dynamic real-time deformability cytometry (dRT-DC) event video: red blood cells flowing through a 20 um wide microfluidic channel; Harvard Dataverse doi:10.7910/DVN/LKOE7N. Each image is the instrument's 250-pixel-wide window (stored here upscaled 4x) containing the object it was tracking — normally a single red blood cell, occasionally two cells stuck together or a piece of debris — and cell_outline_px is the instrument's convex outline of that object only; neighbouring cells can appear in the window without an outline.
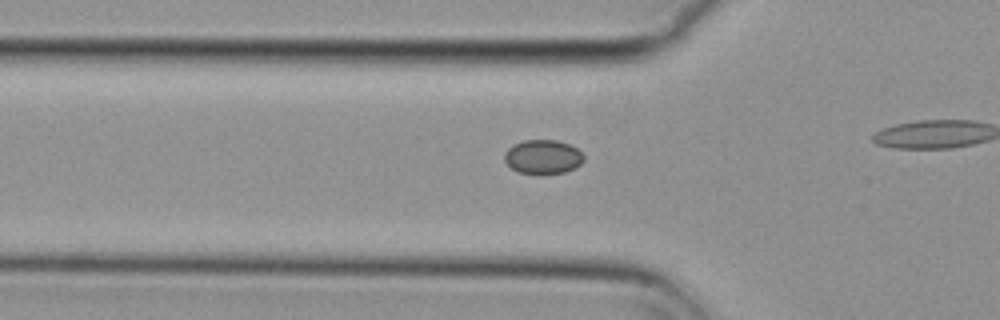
{"species": "common noctule bat (a hibernating species)", "species_latin": "Nyctalus noctula", "temperature_condition": "cold", "stored_images_in_passage": 25, "camera_frame_rate_fps": 3000, "um_per_image_px": 0.085, "animal": {"sex": "female", "body_mass_g": 29.2, "forearm_length_mm": 56.3}, "frame": {"image": 1, "passage_image": 10, "time_ms": 3.0, "image_size_px": [1000, 320], "cell_outline_px": [[584, 160], [576, 168], [564, 172], [540, 176], [516, 172], [504, 160], [504, 152], [512, 144], [524, 140], [556, 140], [568, 144], [576, 148], [584, 156]], "centroid_in_image_um": [46.12, 13.36], "position_along_channel_um": 79.7, "area_um2": 16.18}}
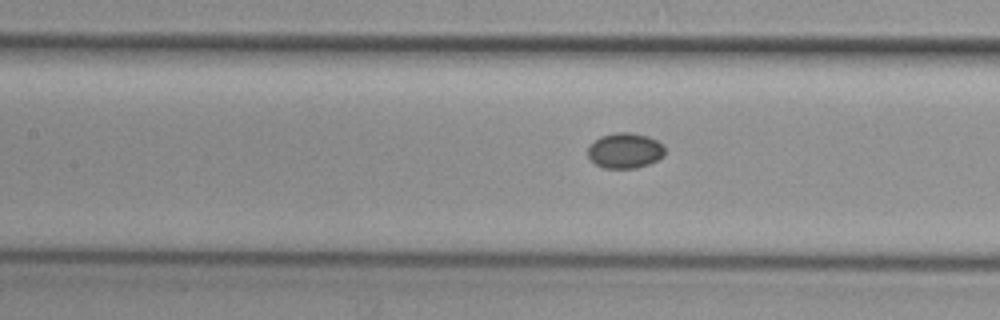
{"frame": {"image": 2, "passage_image": 16, "time_ms": 5.0, "image_size_px": [1000, 320], "cell_outline_px": [[664, 156], [648, 164], [636, 168], [604, 168], [596, 164], [588, 156], [588, 148], [600, 136], [616, 132], [632, 132], [648, 136], [664, 144]], "centroid_in_image_um": [53.14, 12.79], "position_along_channel_um": 154.3, "area_um2": 15.84}}
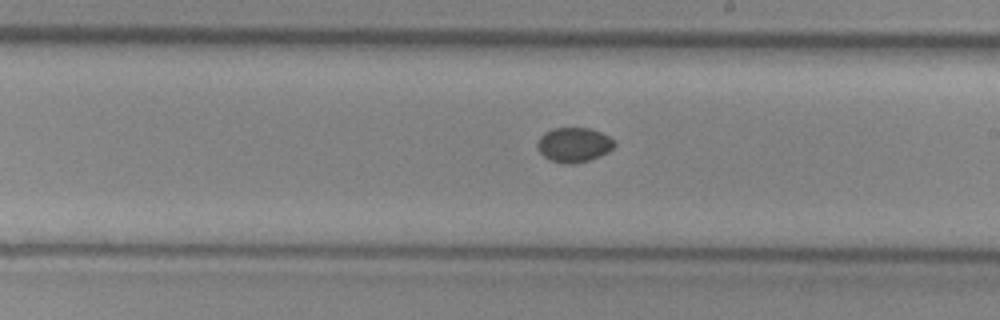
{"frame": {"image": 3, "passage_image": 23, "time_ms": 7.333, "image_size_px": [1000, 320], "cell_outline_px": [[616, 144], [608, 152], [600, 156], [576, 164], [564, 164], [552, 160], [544, 156], [540, 152], [536, 144], [540, 136], [544, 132], [552, 128], [588, 128], [600, 132], [608, 136]], "centroid_in_image_um": [48.76, 12.31], "position_along_channel_um": 240.2, "area_um2": 15.49}}